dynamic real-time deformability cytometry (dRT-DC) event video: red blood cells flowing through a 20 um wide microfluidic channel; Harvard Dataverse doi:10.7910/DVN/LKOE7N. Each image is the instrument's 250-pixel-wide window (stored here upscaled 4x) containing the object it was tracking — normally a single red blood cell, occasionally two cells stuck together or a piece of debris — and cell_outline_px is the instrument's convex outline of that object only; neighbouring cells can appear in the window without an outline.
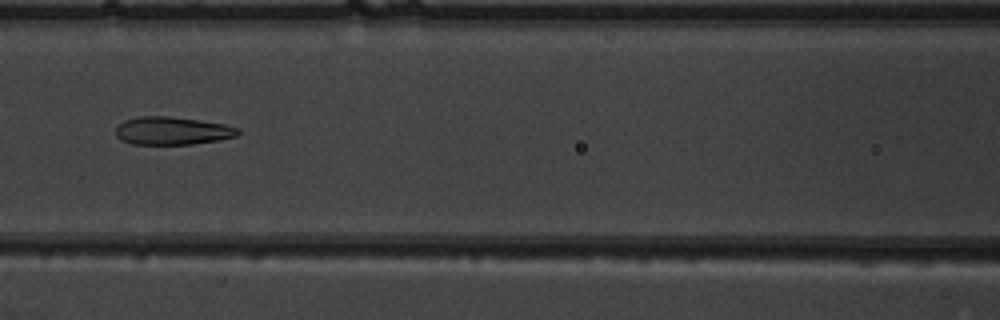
{"species": "common noctule bat (a hibernating species)", "species_latin": "Nyctalus noctula", "temperature_condition": "warm", "stored_images_in_passage": 52, "camera_frame_rate_fps": 3000, "um_per_image_px": 0.085, "animal": {"sex": "male", "body_mass_g": 19.5, "forearm_length_mm": 54.6}, "frame": {"image": 1, "passage_image": 24, "time_ms": 7.667, "image_size_px": [1000, 320], "cell_outline_px": [[240, 132], [236, 136], [220, 140], [192, 144], [132, 144], [120, 140], [116, 136], [116, 128], [124, 120], [140, 116], [168, 116], [224, 124], [240, 128]], "centroid_in_image_um": [14.64, 11.12], "position_along_channel_um": 152.0, "area_um2": 19.88}}
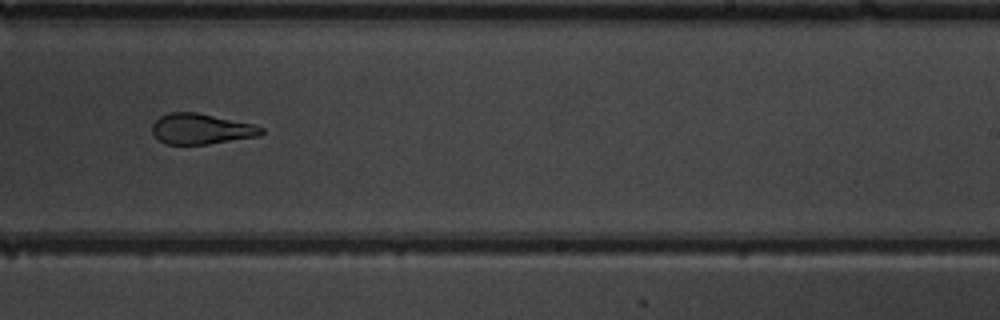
{"frame": {"image": 2, "passage_image": 33, "time_ms": 10.667, "image_size_px": [1000, 320], "cell_outline_px": [[264, 132], [260, 136], [208, 144], [168, 144], [160, 140], [152, 132], [152, 124], [160, 116], [168, 112], [196, 112], [252, 124], [264, 128]], "centroid_in_image_um": [17.1, 10.95], "position_along_channel_um": 271.9, "area_um2": 19.31}}
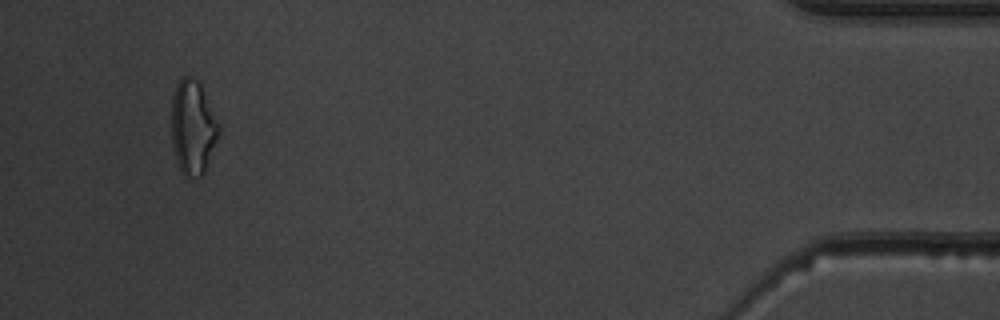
{"frame": {"image": 3, "passage_image": 49, "time_ms": 16.0, "image_size_px": [1000, 320], "cell_outline_px": [[220, 132], [204, 172], [200, 176], [188, 180], [184, 176], [176, 160], [172, 140], [172, 96], [176, 84], [184, 76], [188, 76], [196, 80], [200, 84], [220, 124]], "centroid_in_image_um": [16.39, 10.85], "position_along_channel_um": 418.8, "area_um2": 25.89}, "authors_computed_cell_mechanics": {"area_um2": 22.3397, "velocity_mm_per_s": 4.0138, "shape_relaxation_time_tau1_ms": 5.5129, "shape_relaxation_time_tau2_ms": 1.3829, "deformation_change_tau1": 0.1968, "deformation_change_tau2": 0.1066}}